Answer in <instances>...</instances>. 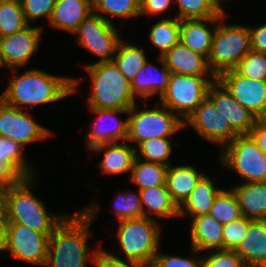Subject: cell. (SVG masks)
<instances>
[{
    "instance_id": "obj_49",
    "label": "cell",
    "mask_w": 266,
    "mask_h": 267,
    "mask_svg": "<svg viewBox=\"0 0 266 267\" xmlns=\"http://www.w3.org/2000/svg\"><path fill=\"white\" fill-rule=\"evenodd\" d=\"M7 217L2 202L0 203V252L5 251L7 236Z\"/></svg>"
},
{
    "instance_id": "obj_33",
    "label": "cell",
    "mask_w": 266,
    "mask_h": 267,
    "mask_svg": "<svg viewBox=\"0 0 266 267\" xmlns=\"http://www.w3.org/2000/svg\"><path fill=\"white\" fill-rule=\"evenodd\" d=\"M28 25L19 1L0 0V38L21 31Z\"/></svg>"
},
{
    "instance_id": "obj_45",
    "label": "cell",
    "mask_w": 266,
    "mask_h": 267,
    "mask_svg": "<svg viewBox=\"0 0 266 267\" xmlns=\"http://www.w3.org/2000/svg\"><path fill=\"white\" fill-rule=\"evenodd\" d=\"M174 0H140V15H157L161 14L171 6Z\"/></svg>"
},
{
    "instance_id": "obj_17",
    "label": "cell",
    "mask_w": 266,
    "mask_h": 267,
    "mask_svg": "<svg viewBox=\"0 0 266 267\" xmlns=\"http://www.w3.org/2000/svg\"><path fill=\"white\" fill-rule=\"evenodd\" d=\"M91 112L98 114L96 120L93 122L92 128H90L87 139L86 146L90 150L101 144L115 143L119 140H123L122 142H126L128 136V119L120 120L117 118L116 114L118 113H129V110H116V109H96L89 108ZM114 121L110 124L108 123V127H102L105 120ZM116 120V121H115ZM102 123V124H101ZM107 123V122H106ZM105 124V123H104ZM110 124V125H109Z\"/></svg>"
},
{
    "instance_id": "obj_50",
    "label": "cell",
    "mask_w": 266,
    "mask_h": 267,
    "mask_svg": "<svg viewBox=\"0 0 266 267\" xmlns=\"http://www.w3.org/2000/svg\"><path fill=\"white\" fill-rule=\"evenodd\" d=\"M2 201V190L0 189V203Z\"/></svg>"
},
{
    "instance_id": "obj_20",
    "label": "cell",
    "mask_w": 266,
    "mask_h": 267,
    "mask_svg": "<svg viewBox=\"0 0 266 267\" xmlns=\"http://www.w3.org/2000/svg\"><path fill=\"white\" fill-rule=\"evenodd\" d=\"M162 68L159 69L147 60L136 77L131 81V90L135 97L147 99L159 93V97L166 91L171 72L159 56Z\"/></svg>"
},
{
    "instance_id": "obj_46",
    "label": "cell",
    "mask_w": 266,
    "mask_h": 267,
    "mask_svg": "<svg viewBox=\"0 0 266 267\" xmlns=\"http://www.w3.org/2000/svg\"><path fill=\"white\" fill-rule=\"evenodd\" d=\"M251 49L266 54V24L258 28L249 27Z\"/></svg>"
},
{
    "instance_id": "obj_11",
    "label": "cell",
    "mask_w": 266,
    "mask_h": 267,
    "mask_svg": "<svg viewBox=\"0 0 266 267\" xmlns=\"http://www.w3.org/2000/svg\"><path fill=\"white\" fill-rule=\"evenodd\" d=\"M50 235L21 224L7 223L5 251L15 259L45 266Z\"/></svg>"
},
{
    "instance_id": "obj_28",
    "label": "cell",
    "mask_w": 266,
    "mask_h": 267,
    "mask_svg": "<svg viewBox=\"0 0 266 267\" xmlns=\"http://www.w3.org/2000/svg\"><path fill=\"white\" fill-rule=\"evenodd\" d=\"M138 191L141 196L144 217L154 219L151 216L155 215L158 220L160 217L169 218L179 216V209L171 200L167 186H155ZM146 210L149 211L151 216H149Z\"/></svg>"
},
{
    "instance_id": "obj_9",
    "label": "cell",
    "mask_w": 266,
    "mask_h": 267,
    "mask_svg": "<svg viewBox=\"0 0 266 267\" xmlns=\"http://www.w3.org/2000/svg\"><path fill=\"white\" fill-rule=\"evenodd\" d=\"M219 154L222 165L233 169L246 182H263L266 155L250 135L236 136Z\"/></svg>"
},
{
    "instance_id": "obj_1",
    "label": "cell",
    "mask_w": 266,
    "mask_h": 267,
    "mask_svg": "<svg viewBox=\"0 0 266 267\" xmlns=\"http://www.w3.org/2000/svg\"><path fill=\"white\" fill-rule=\"evenodd\" d=\"M99 206L90 204L86 209L67 216L50 235L47 267H86L90 252L87 239Z\"/></svg>"
},
{
    "instance_id": "obj_18",
    "label": "cell",
    "mask_w": 266,
    "mask_h": 267,
    "mask_svg": "<svg viewBox=\"0 0 266 267\" xmlns=\"http://www.w3.org/2000/svg\"><path fill=\"white\" fill-rule=\"evenodd\" d=\"M226 16H215L207 19L181 20L180 21V42L187 46L190 50L204 56L208 59L213 36L216 29V23L223 20ZM206 22V23H205ZM213 23L212 30L208 28V24Z\"/></svg>"
},
{
    "instance_id": "obj_2",
    "label": "cell",
    "mask_w": 266,
    "mask_h": 267,
    "mask_svg": "<svg viewBox=\"0 0 266 267\" xmlns=\"http://www.w3.org/2000/svg\"><path fill=\"white\" fill-rule=\"evenodd\" d=\"M14 77L0 95V99L9 106L34 107L37 104H47L73 94L76 91L79 80L68 77L51 75L47 72L31 69L16 75V69H11Z\"/></svg>"
},
{
    "instance_id": "obj_14",
    "label": "cell",
    "mask_w": 266,
    "mask_h": 267,
    "mask_svg": "<svg viewBox=\"0 0 266 267\" xmlns=\"http://www.w3.org/2000/svg\"><path fill=\"white\" fill-rule=\"evenodd\" d=\"M244 108L257 119L266 116V81L252 80L238 74L234 69L216 78Z\"/></svg>"
},
{
    "instance_id": "obj_40",
    "label": "cell",
    "mask_w": 266,
    "mask_h": 267,
    "mask_svg": "<svg viewBox=\"0 0 266 267\" xmlns=\"http://www.w3.org/2000/svg\"><path fill=\"white\" fill-rule=\"evenodd\" d=\"M253 220L244 215L223 224V250L235 251L245 238L249 224Z\"/></svg>"
},
{
    "instance_id": "obj_37",
    "label": "cell",
    "mask_w": 266,
    "mask_h": 267,
    "mask_svg": "<svg viewBox=\"0 0 266 267\" xmlns=\"http://www.w3.org/2000/svg\"><path fill=\"white\" fill-rule=\"evenodd\" d=\"M168 138H151L141 142L138 145L140 155L137 154L138 149H136V158L169 166L171 163L168 159L172 153V145Z\"/></svg>"
},
{
    "instance_id": "obj_10",
    "label": "cell",
    "mask_w": 266,
    "mask_h": 267,
    "mask_svg": "<svg viewBox=\"0 0 266 267\" xmlns=\"http://www.w3.org/2000/svg\"><path fill=\"white\" fill-rule=\"evenodd\" d=\"M114 24L100 15L90 14L84 19L73 34H77V42L85 49L97 55L98 63L113 61L112 57L120 42V35Z\"/></svg>"
},
{
    "instance_id": "obj_23",
    "label": "cell",
    "mask_w": 266,
    "mask_h": 267,
    "mask_svg": "<svg viewBox=\"0 0 266 267\" xmlns=\"http://www.w3.org/2000/svg\"><path fill=\"white\" fill-rule=\"evenodd\" d=\"M192 251L223 250V224L209 214L193 217L191 223Z\"/></svg>"
},
{
    "instance_id": "obj_31",
    "label": "cell",
    "mask_w": 266,
    "mask_h": 267,
    "mask_svg": "<svg viewBox=\"0 0 266 267\" xmlns=\"http://www.w3.org/2000/svg\"><path fill=\"white\" fill-rule=\"evenodd\" d=\"M181 20L207 19L215 16H226L219 0H176Z\"/></svg>"
},
{
    "instance_id": "obj_34",
    "label": "cell",
    "mask_w": 266,
    "mask_h": 267,
    "mask_svg": "<svg viewBox=\"0 0 266 267\" xmlns=\"http://www.w3.org/2000/svg\"><path fill=\"white\" fill-rule=\"evenodd\" d=\"M24 147L11 139L0 136V160L8 164L21 178L35 176L23 157Z\"/></svg>"
},
{
    "instance_id": "obj_3",
    "label": "cell",
    "mask_w": 266,
    "mask_h": 267,
    "mask_svg": "<svg viewBox=\"0 0 266 267\" xmlns=\"http://www.w3.org/2000/svg\"><path fill=\"white\" fill-rule=\"evenodd\" d=\"M33 176L21 178L2 191V204L8 223H17L30 229L52 234L68 215H49L43 202L33 195Z\"/></svg>"
},
{
    "instance_id": "obj_43",
    "label": "cell",
    "mask_w": 266,
    "mask_h": 267,
    "mask_svg": "<svg viewBox=\"0 0 266 267\" xmlns=\"http://www.w3.org/2000/svg\"><path fill=\"white\" fill-rule=\"evenodd\" d=\"M93 257L91 261L95 264V267H150L148 265L128 259L125 262L116 255L108 253L102 249H98L92 252Z\"/></svg>"
},
{
    "instance_id": "obj_42",
    "label": "cell",
    "mask_w": 266,
    "mask_h": 267,
    "mask_svg": "<svg viewBox=\"0 0 266 267\" xmlns=\"http://www.w3.org/2000/svg\"><path fill=\"white\" fill-rule=\"evenodd\" d=\"M203 267H246L242 258L231 250H213L203 258Z\"/></svg>"
},
{
    "instance_id": "obj_30",
    "label": "cell",
    "mask_w": 266,
    "mask_h": 267,
    "mask_svg": "<svg viewBox=\"0 0 266 267\" xmlns=\"http://www.w3.org/2000/svg\"><path fill=\"white\" fill-rule=\"evenodd\" d=\"M115 58L113 61L118 66L124 77L129 81H133L140 69L147 61L146 55L138 45L127 44L122 39L118 43Z\"/></svg>"
},
{
    "instance_id": "obj_15",
    "label": "cell",
    "mask_w": 266,
    "mask_h": 267,
    "mask_svg": "<svg viewBox=\"0 0 266 267\" xmlns=\"http://www.w3.org/2000/svg\"><path fill=\"white\" fill-rule=\"evenodd\" d=\"M42 29L28 25L21 31L0 38V67H24L39 47Z\"/></svg>"
},
{
    "instance_id": "obj_27",
    "label": "cell",
    "mask_w": 266,
    "mask_h": 267,
    "mask_svg": "<svg viewBox=\"0 0 266 267\" xmlns=\"http://www.w3.org/2000/svg\"><path fill=\"white\" fill-rule=\"evenodd\" d=\"M221 190L215 187L214 181L210 177L204 175L194 187L188 199L179 208L178 217L184 216L187 213V215L193 217L208 214L215 197Z\"/></svg>"
},
{
    "instance_id": "obj_26",
    "label": "cell",
    "mask_w": 266,
    "mask_h": 267,
    "mask_svg": "<svg viewBox=\"0 0 266 267\" xmlns=\"http://www.w3.org/2000/svg\"><path fill=\"white\" fill-rule=\"evenodd\" d=\"M242 214L252 220H266V184L263 182H246L234 186Z\"/></svg>"
},
{
    "instance_id": "obj_39",
    "label": "cell",
    "mask_w": 266,
    "mask_h": 267,
    "mask_svg": "<svg viewBox=\"0 0 266 267\" xmlns=\"http://www.w3.org/2000/svg\"><path fill=\"white\" fill-rule=\"evenodd\" d=\"M114 210L118 221L144 217L139 192L138 194L129 191L120 193L115 199Z\"/></svg>"
},
{
    "instance_id": "obj_35",
    "label": "cell",
    "mask_w": 266,
    "mask_h": 267,
    "mask_svg": "<svg viewBox=\"0 0 266 267\" xmlns=\"http://www.w3.org/2000/svg\"><path fill=\"white\" fill-rule=\"evenodd\" d=\"M208 214L221 224L229 223L243 216L238 199L232 189H222L217 194Z\"/></svg>"
},
{
    "instance_id": "obj_5",
    "label": "cell",
    "mask_w": 266,
    "mask_h": 267,
    "mask_svg": "<svg viewBox=\"0 0 266 267\" xmlns=\"http://www.w3.org/2000/svg\"><path fill=\"white\" fill-rule=\"evenodd\" d=\"M221 21L216 24L207 59L209 69L216 78L221 73L234 69L251 50L249 27L224 25Z\"/></svg>"
},
{
    "instance_id": "obj_16",
    "label": "cell",
    "mask_w": 266,
    "mask_h": 267,
    "mask_svg": "<svg viewBox=\"0 0 266 267\" xmlns=\"http://www.w3.org/2000/svg\"><path fill=\"white\" fill-rule=\"evenodd\" d=\"M207 97L238 135H249L257 118L237 102L217 79L209 86Z\"/></svg>"
},
{
    "instance_id": "obj_24",
    "label": "cell",
    "mask_w": 266,
    "mask_h": 267,
    "mask_svg": "<svg viewBox=\"0 0 266 267\" xmlns=\"http://www.w3.org/2000/svg\"><path fill=\"white\" fill-rule=\"evenodd\" d=\"M205 174L197 172L193 166H172L167 168L166 186L171 200L178 209L188 199L190 193Z\"/></svg>"
},
{
    "instance_id": "obj_44",
    "label": "cell",
    "mask_w": 266,
    "mask_h": 267,
    "mask_svg": "<svg viewBox=\"0 0 266 267\" xmlns=\"http://www.w3.org/2000/svg\"><path fill=\"white\" fill-rule=\"evenodd\" d=\"M197 259L165 255L158 252L150 267H203V257Z\"/></svg>"
},
{
    "instance_id": "obj_7",
    "label": "cell",
    "mask_w": 266,
    "mask_h": 267,
    "mask_svg": "<svg viewBox=\"0 0 266 267\" xmlns=\"http://www.w3.org/2000/svg\"><path fill=\"white\" fill-rule=\"evenodd\" d=\"M210 77L171 73L160 104L174 111L184 122L207 97L209 86L216 80L215 76Z\"/></svg>"
},
{
    "instance_id": "obj_4",
    "label": "cell",
    "mask_w": 266,
    "mask_h": 267,
    "mask_svg": "<svg viewBox=\"0 0 266 267\" xmlns=\"http://www.w3.org/2000/svg\"><path fill=\"white\" fill-rule=\"evenodd\" d=\"M92 82L89 108L129 110L135 102L131 83L114 61L85 65Z\"/></svg>"
},
{
    "instance_id": "obj_41",
    "label": "cell",
    "mask_w": 266,
    "mask_h": 267,
    "mask_svg": "<svg viewBox=\"0 0 266 267\" xmlns=\"http://www.w3.org/2000/svg\"><path fill=\"white\" fill-rule=\"evenodd\" d=\"M56 0H21L22 10L26 22L34 21L41 16L51 19Z\"/></svg>"
},
{
    "instance_id": "obj_51",
    "label": "cell",
    "mask_w": 266,
    "mask_h": 267,
    "mask_svg": "<svg viewBox=\"0 0 266 267\" xmlns=\"http://www.w3.org/2000/svg\"><path fill=\"white\" fill-rule=\"evenodd\" d=\"M263 183H265V184H266V176H265V178H264V180H263Z\"/></svg>"
},
{
    "instance_id": "obj_47",
    "label": "cell",
    "mask_w": 266,
    "mask_h": 267,
    "mask_svg": "<svg viewBox=\"0 0 266 267\" xmlns=\"http://www.w3.org/2000/svg\"><path fill=\"white\" fill-rule=\"evenodd\" d=\"M249 135L256 142L260 150L266 155V120L257 119Z\"/></svg>"
},
{
    "instance_id": "obj_32",
    "label": "cell",
    "mask_w": 266,
    "mask_h": 267,
    "mask_svg": "<svg viewBox=\"0 0 266 267\" xmlns=\"http://www.w3.org/2000/svg\"><path fill=\"white\" fill-rule=\"evenodd\" d=\"M150 41L160 49V57L180 42V20L175 18L162 19L154 24L149 33Z\"/></svg>"
},
{
    "instance_id": "obj_12",
    "label": "cell",
    "mask_w": 266,
    "mask_h": 267,
    "mask_svg": "<svg viewBox=\"0 0 266 267\" xmlns=\"http://www.w3.org/2000/svg\"><path fill=\"white\" fill-rule=\"evenodd\" d=\"M188 124L203 138L222 148L238 136L208 97L185 119L184 127Z\"/></svg>"
},
{
    "instance_id": "obj_19",
    "label": "cell",
    "mask_w": 266,
    "mask_h": 267,
    "mask_svg": "<svg viewBox=\"0 0 266 267\" xmlns=\"http://www.w3.org/2000/svg\"><path fill=\"white\" fill-rule=\"evenodd\" d=\"M162 58L171 73L191 76H206L210 73L214 76L207 59L181 42L175 44Z\"/></svg>"
},
{
    "instance_id": "obj_36",
    "label": "cell",
    "mask_w": 266,
    "mask_h": 267,
    "mask_svg": "<svg viewBox=\"0 0 266 267\" xmlns=\"http://www.w3.org/2000/svg\"><path fill=\"white\" fill-rule=\"evenodd\" d=\"M92 9L93 13L112 23L107 16H103L100 12L124 19L137 17L140 16V0H92Z\"/></svg>"
},
{
    "instance_id": "obj_21",
    "label": "cell",
    "mask_w": 266,
    "mask_h": 267,
    "mask_svg": "<svg viewBox=\"0 0 266 267\" xmlns=\"http://www.w3.org/2000/svg\"><path fill=\"white\" fill-rule=\"evenodd\" d=\"M235 252L246 267H266V220H253Z\"/></svg>"
},
{
    "instance_id": "obj_6",
    "label": "cell",
    "mask_w": 266,
    "mask_h": 267,
    "mask_svg": "<svg viewBox=\"0 0 266 267\" xmlns=\"http://www.w3.org/2000/svg\"><path fill=\"white\" fill-rule=\"evenodd\" d=\"M160 229L155 219L120 220L116 235L126 258L151 266L159 249Z\"/></svg>"
},
{
    "instance_id": "obj_29",
    "label": "cell",
    "mask_w": 266,
    "mask_h": 267,
    "mask_svg": "<svg viewBox=\"0 0 266 267\" xmlns=\"http://www.w3.org/2000/svg\"><path fill=\"white\" fill-rule=\"evenodd\" d=\"M168 166L159 163L146 162L135 157L131 169V181L139 186V190L166 186Z\"/></svg>"
},
{
    "instance_id": "obj_48",
    "label": "cell",
    "mask_w": 266,
    "mask_h": 267,
    "mask_svg": "<svg viewBox=\"0 0 266 267\" xmlns=\"http://www.w3.org/2000/svg\"><path fill=\"white\" fill-rule=\"evenodd\" d=\"M20 179L21 177L8 164L0 160V189L2 191L16 184Z\"/></svg>"
},
{
    "instance_id": "obj_13",
    "label": "cell",
    "mask_w": 266,
    "mask_h": 267,
    "mask_svg": "<svg viewBox=\"0 0 266 267\" xmlns=\"http://www.w3.org/2000/svg\"><path fill=\"white\" fill-rule=\"evenodd\" d=\"M53 135L51 130L34 122L31 115L0 99V136L18 142L23 147Z\"/></svg>"
},
{
    "instance_id": "obj_8",
    "label": "cell",
    "mask_w": 266,
    "mask_h": 267,
    "mask_svg": "<svg viewBox=\"0 0 266 267\" xmlns=\"http://www.w3.org/2000/svg\"><path fill=\"white\" fill-rule=\"evenodd\" d=\"M162 108L136 110V104L129 109L128 136L126 141L137 146L151 138L171 137L184 128V122L165 106Z\"/></svg>"
},
{
    "instance_id": "obj_25",
    "label": "cell",
    "mask_w": 266,
    "mask_h": 267,
    "mask_svg": "<svg viewBox=\"0 0 266 267\" xmlns=\"http://www.w3.org/2000/svg\"><path fill=\"white\" fill-rule=\"evenodd\" d=\"M94 153L103 152L104 156L99 163L103 174L116 175L131 172L136 149L126 143H108L95 146L91 149Z\"/></svg>"
},
{
    "instance_id": "obj_22",
    "label": "cell",
    "mask_w": 266,
    "mask_h": 267,
    "mask_svg": "<svg viewBox=\"0 0 266 267\" xmlns=\"http://www.w3.org/2000/svg\"><path fill=\"white\" fill-rule=\"evenodd\" d=\"M92 13V0H56L49 25L73 34Z\"/></svg>"
},
{
    "instance_id": "obj_38",
    "label": "cell",
    "mask_w": 266,
    "mask_h": 267,
    "mask_svg": "<svg viewBox=\"0 0 266 267\" xmlns=\"http://www.w3.org/2000/svg\"><path fill=\"white\" fill-rule=\"evenodd\" d=\"M234 70L252 80L266 81V54L251 49Z\"/></svg>"
}]
</instances>
